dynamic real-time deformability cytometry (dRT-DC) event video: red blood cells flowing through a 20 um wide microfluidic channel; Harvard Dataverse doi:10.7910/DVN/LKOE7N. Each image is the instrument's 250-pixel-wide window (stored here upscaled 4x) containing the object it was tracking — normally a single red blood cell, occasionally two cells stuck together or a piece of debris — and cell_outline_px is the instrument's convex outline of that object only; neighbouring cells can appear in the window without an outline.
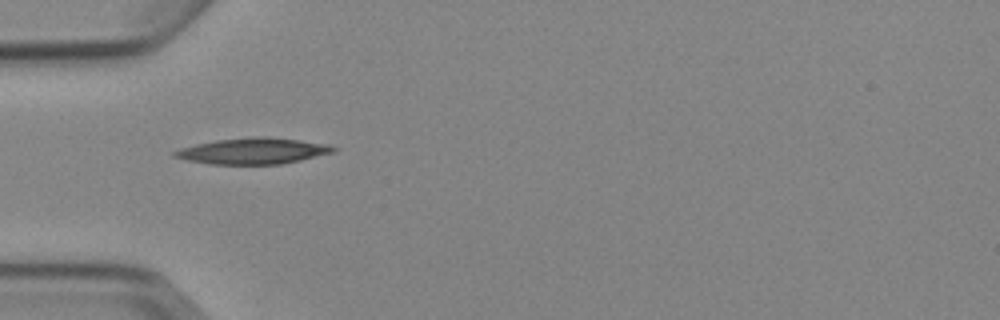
{"species": "Egyptian fruit bat (a non-hibernating species)", "species_latin": "Rousettus aegyptiacus", "temperature_condition": "cold", "stored_images_in_passage": 6, "camera_frame_rate_fps": 3000, "um_per_image_px": 0.085, "animal": {"sex": "female"}, "frame": {"image": 1, "passage_image": 4, "time_ms": 4.0, "image_size_px": [1000, 320], "cell_outline_px": [[336, 152], [300, 160], [280, 164], [208, 164], [188, 160], [172, 156], [172, 152], [180, 148], [196, 144], [216, 140], [252, 136], [268, 136], [332, 144], [336, 148]], "centroid_in_image_um": [21.54, 12.82], "position_along_channel_um": 63.5, "area_um2": 24.33}}
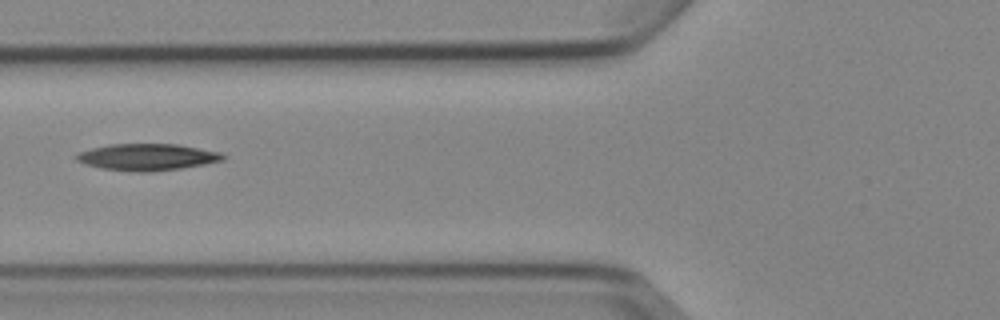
{"frame": {"image": 2, "passage_image": 5, "time_ms": 5.333, "image_size_px": [1000, 320], "cell_outline_px": [[228, 156], [224, 160], [204, 164], [180, 168], [148, 172], [140, 172], [100, 168], [84, 164], [76, 160], [72, 156], [80, 152], [92, 148], [108, 144], [176, 144], [220, 152]], "centroid_in_image_um": [12.49, 13.35], "position_along_channel_um": 113.3, "area_um2": 22.77}}
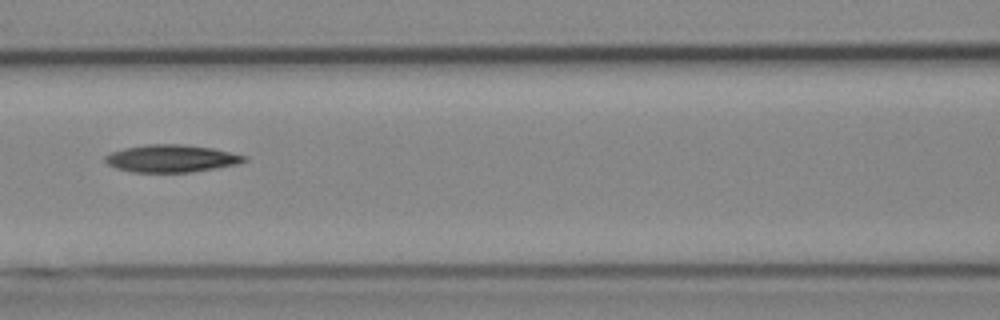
{"frame": {"image": 3, "passage_image": 6, "time_ms": 6.333, "image_size_px": [1000, 320], "cell_outline_px": [[248, 160], [240, 164], [216, 168], [188, 172], [132, 172], [116, 168], [108, 164], [104, 160], [104, 156], [112, 152], [124, 148], [144, 144], [180, 144], [212, 148], [248, 156]], "centroid_in_image_um": [14.58, 13.47], "position_along_channel_um": 152.0, "area_um2": 22.31}}